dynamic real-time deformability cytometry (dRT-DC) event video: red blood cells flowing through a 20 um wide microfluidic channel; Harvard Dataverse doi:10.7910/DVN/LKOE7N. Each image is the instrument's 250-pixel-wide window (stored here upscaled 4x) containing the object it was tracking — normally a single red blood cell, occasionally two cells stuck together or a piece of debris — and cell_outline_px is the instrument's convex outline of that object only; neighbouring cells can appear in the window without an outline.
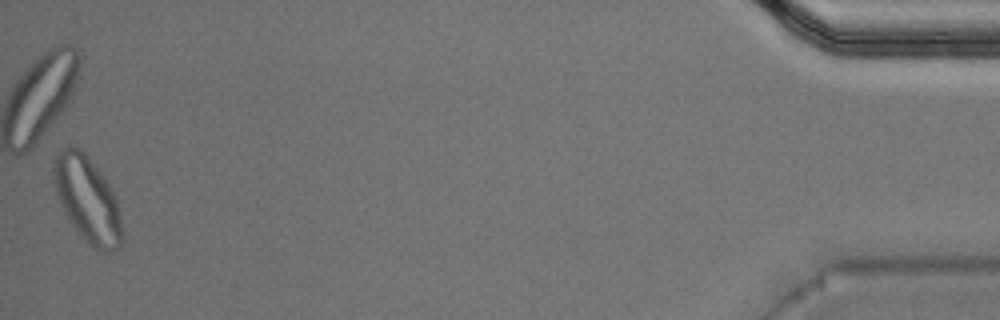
{"species": "Egyptian fruit bat (a non-hibernating species)", "species_latin": "Rousettus aegyptiacus", "temperature_condition": "warm", "stored_images_in_passage": 40, "camera_frame_rate_fps": 3000, "um_per_image_px": 0.085, "animal": {"sex": "male"}, "frame": {"image": 1, "passage_image": 40, "time_ms": 13.0, "image_size_px": [1000, 320], "cell_outline_px": [[124, 240], [112, 252], [100, 252], [80, 236], [68, 220], [60, 204], [56, 192], [52, 172], [52, 164], [56, 152], [68, 144], [80, 148], [84, 152], [108, 180], [112, 188], [116, 200], [120, 216], [124, 236]], "centroid_in_image_um": [7.42, 16.92], "position_along_channel_um": 427.8, "area_um2": 34.8}, "authors_computed_cell_mechanics": {"area_um2": 18.4671, "velocity_mm_per_s": 4.0716, "shape_relaxation_time_tau1_ms": 4.2137, "shape_relaxation_time_tau2_ms": 1.3519, "deformation_change_tau1": 0.1657, "deformation_change_tau2": 0.0551}}